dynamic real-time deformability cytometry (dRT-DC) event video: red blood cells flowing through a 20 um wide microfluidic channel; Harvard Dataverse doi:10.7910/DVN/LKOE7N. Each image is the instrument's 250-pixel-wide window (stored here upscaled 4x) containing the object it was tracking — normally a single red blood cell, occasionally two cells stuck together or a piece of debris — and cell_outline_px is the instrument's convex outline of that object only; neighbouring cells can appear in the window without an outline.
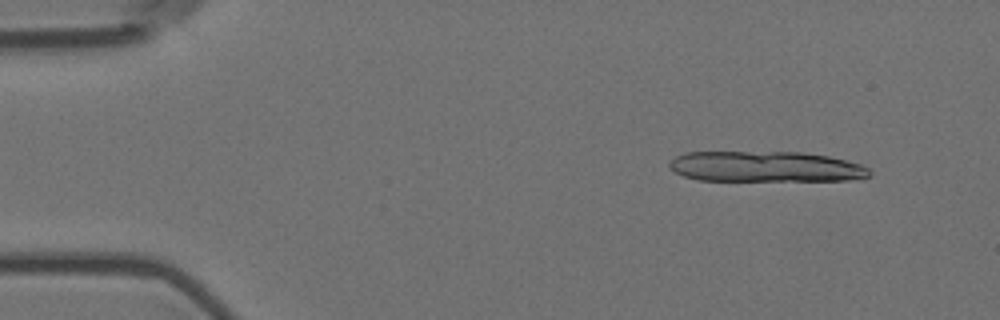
{"species": "Egyptian fruit bat (a non-hibernating species)", "species_latin": "Rousettus aegyptiacus", "temperature_condition": "room temperature", "stored_images_in_passage": 14, "camera_frame_rate_fps": 3000, "um_per_image_px": 0.085, "animal": {"sex": "female"}, "frame": {"image": 1, "passage_image": 5, "time_ms": 1.333, "image_size_px": [1000, 320], "cell_outline_px": [[872, 176], [848, 180], [696, 180], [684, 176], [668, 168], [668, 164], [676, 156], [684, 152], [800, 152], [828, 156], [848, 160], [860, 164], [868, 168], [872, 172]], "centroid_in_image_um": [65.08, 14.16], "position_along_channel_um": 19.9, "area_um2": 35.78}}